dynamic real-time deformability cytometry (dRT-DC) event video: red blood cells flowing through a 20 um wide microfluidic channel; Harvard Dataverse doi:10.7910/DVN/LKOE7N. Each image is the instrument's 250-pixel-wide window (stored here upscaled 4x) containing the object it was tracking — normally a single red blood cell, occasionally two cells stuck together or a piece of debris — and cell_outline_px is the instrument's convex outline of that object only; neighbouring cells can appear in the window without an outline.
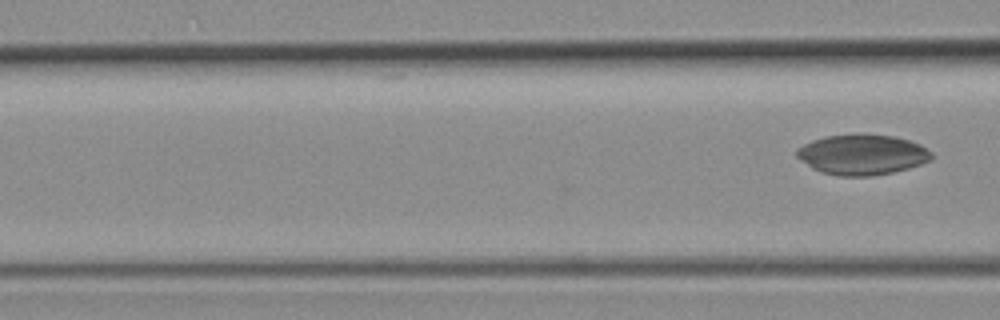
{"species": "common noctule bat (a hibernating species)", "species_latin": "Nyctalus noctula", "temperature_condition": "room temperature", "stored_images_in_passage": 7, "segment_of_instrument_passage": [2, 2], "camera_frame_rate_fps": 3000, "um_per_image_px": 0.085, "animal": {"sex": "female", "body_mass_g": 19.3, "forearm_length_mm": 54.1}, "frame": {"image": 1, "passage_image": 7, "time_ms": 2.0, "image_size_px": [1000, 320], "cell_outline_px": [[932, 160], [908, 168], [892, 172], [872, 176], [840, 176], [820, 172], [812, 168], [800, 160], [796, 156], [796, 148], [812, 140], [824, 136], [852, 132], [856, 132], [892, 136], [908, 140], [920, 144], [932, 152]], "centroid_in_image_um": [73.25, 13.12], "position_along_channel_um": 93.3, "area_um2": 32.19}}